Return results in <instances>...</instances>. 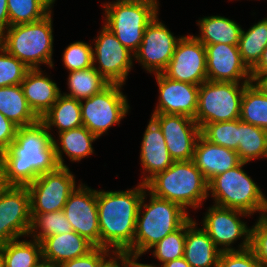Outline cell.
Returning a JSON list of instances; mask_svg holds the SVG:
<instances>
[{
  "label": "cell",
  "instance_id": "cell-1",
  "mask_svg": "<svg viewBox=\"0 0 267 267\" xmlns=\"http://www.w3.org/2000/svg\"><path fill=\"white\" fill-rule=\"evenodd\" d=\"M47 130L41 120L18 127L10 148L0 154V169L8 185L27 186L40 175L59 167L54 137Z\"/></svg>",
  "mask_w": 267,
  "mask_h": 267
},
{
  "label": "cell",
  "instance_id": "cell-2",
  "mask_svg": "<svg viewBox=\"0 0 267 267\" xmlns=\"http://www.w3.org/2000/svg\"><path fill=\"white\" fill-rule=\"evenodd\" d=\"M146 184L127 191H97L100 247L124 254L132 245L136 220Z\"/></svg>",
  "mask_w": 267,
  "mask_h": 267
},
{
  "label": "cell",
  "instance_id": "cell-3",
  "mask_svg": "<svg viewBox=\"0 0 267 267\" xmlns=\"http://www.w3.org/2000/svg\"><path fill=\"white\" fill-rule=\"evenodd\" d=\"M145 193L138 211L133 245L124 253L134 262L141 254L153 248L168 234L179 229L190 218L187 211L179 204L158 198L152 193H149L150 203L144 205ZM142 206L145 212L141 216Z\"/></svg>",
  "mask_w": 267,
  "mask_h": 267
},
{
  "label": "cell",
  "instance_id": "cell-4",
  "mask_svg": "<svg viewBox=\"0 0 267 267\" xmlns=\"http://www.w3.org/2000/svg\"><path fill=\"white\" fill-rule=\"evenodd\" d=\"M154 196L187 206L200 207L208 193V182L193 160L174 161L165 171L157 173L146 183Z\"/></svg>",
  "mask_w": 267,
  "mask_h": 267
},
{
  "label": "cell",
  "instance_id": "cell-5",
  "mask_svg": "<svg viewBox=\"0 0 267 267\" xmlns=\"http://www.w3.org/2000/svg\"><path fill=\"white\" fill-rule=\"evenodd\" d=\"M51 12L41 20L9 26L7 34L0 35V45L28 68L39 64L53 67V34Z\"/></svg>",
  "mask_w": 267,
  "mask_h": 267
},
{
  "label": "cell",
  "instance_id": "cell-6",
  "mask_svg": "<svg viewBox=\"0 0 267 267\" xmlns=\"http://www.w3.org/2000/svg\"><path fill=\"white\" fill-rule=\"evenodd\" d=\"M104 8L105 26L134 55L142 42L145 28L158 14L157 0L114 1Z\"/></svg>",
  "mask_w": 267,
  "mask_h": 267
},
{
  "label": "cell",
  "instance_id": "cell-7",
  "mask_svg": "<svg viewBox=\"0 0 267 267\" xmlns=\"http://www.w3.org/2000/svg\"><path fill=\"white\" fill-rule=\"evenodd\" d=\"M246 162L217 175L208 183L215 205L237 209L251 215L261 212L264 194L242 169Z\"/></svg>",
  "mask_w": 267,
  "mask_h": 267
},
{
  "label": "cell",
  "instance_id": "cell-8",
  "mask_svg": "<svg viewBox=\"0 0 267 267\" xmlns=\"http://www.w3.org/2000/svg\"><path fill=\"white\" fill-rule=\"evenodd\" d=\"M250 82H203L198 91L195 121L200 129L208 123L234 121L240 118L244 88Z\"/></svg>",
  "mask_w": 267,
  "mask_h": 267
},
{
  "label": "cell",
  "instance_id": "cell-9",
  "mask_svg": "<svg viewBox=\"0 0 267 267\" xmlns=\"http://www.w3.org/2000/svg\"><path fill=\"white\" fill-rule=\"evenodd\" d=\"M121 84H109L101 92L80 101L82 122L92 134L99 138L109 127L127 114L129 105L120 91Z\"/></svg>",
  "mask_w": 267,
  "mask_h": 267
},
{
  "label": "cell",
  "instance_id": "cell-10",
  "mask_svg": "<svg viewBox=\"0 0 267 267\" xmlns=\"http://www.w3.org/2000/svg\"><path fill=\"white\" fill-rule=\"evenodd\" d=\"M76 184L68 167L40 175L27 185L30 193L31 213H50L63 210Z\"/></svg>",
  "mask_w": 267,
  "mask_h": 267
},
{
  "label": "cell",
  "instance_id": "cell-11",
  "mask_svg": "<svg viewBox=\"0 0 267 267\" xmlns=\"http://www.w3.org/2000/svg\"><path fill=\"white\" fill-rule=\"evenodd\" d=\"M31 225L27 186L8 185L0 196V246L28 235Z\"/></svg>",
  "mask_w": 267,
  "mask_h": 267
},
{
  "label": "cell",
  "instance_id": "cell-12",
  "mask_svg": "<svg viewBox=\"0 0 267 267\" xmlns=\"http://www.w3.org/2000/svg\"><path fill=\"white\" fill-rule=\"evenodd\" d=\"M162 73L169 79L200 86L207 81L204 44L191 35L180 37L172 59Z\"/></svg>",
  "mask_w": 267,
  "mask_h": 267
},
{
  "label": "cell",
  "instance_id": "cell-13",
  "mask_svg": "<svg viewBox=\"0 0 267 267\" xmlns=\"http://www.w3.org/2000/svg\"><path fill=\"white\" fill-rule=\"evenodd\" d=\"M95 40L93 50V66L98 61L99 67L94 68L109 82L123 85L132 65V54L116 38L115 34L105 25ZM97 57V58H96Z\"/></svg>",
  "mask_w": 267,
  "mask_h": 267
},
{
  "label": "cell",
  "instance_id": "cell-14",
  "mask_svg": "<svg viewBox=\"0 0 267 267\" xmlns=\"http://www.w3.org/2000/svg\"><path fill=\"white\" fill-rule=\"evenodd\" d=\"M151 118L161 128L173 161L193 160L195 144L200 135L196 121L180 114H152Z\"/></svg>",
  "mask_w": 267,
  "mask_h": 267
},
{
  "label": "cell",
  "instance_id": "cell-15",
  "mask_svg": "<svg viewBox=\"0 0 267 267\" xmlns=\"http://www.w3.org/2000/svg\"><path fill=\"white\" fill-rule=\"evenodd\" d=\"M72 230L100 247V228L97 209V191L79 185L67 199L63 208Z\"/></svg>",
  "mask_w": 267,
  "mask_h": 267
},
{
  "label": "cell",
  "instance_id": "cell-16",
  "mask_svg": "<svg viewBox=\"0 0 267 267\" xmlns=\"http://www.w3.org/2000/svg\"><path fill=\"white\" fill-rule=\"evenodd\" d=\"M238 215L246 216L248 213L213 205L204 217L203 229L208 233L216 247L224 246L221 252L235 251L229 246L243 235L246 236L239 250L250 247L251 229L247 228L246 224L237 217Z\"/></svg>",
  "mask_w": 267,
  "mask_h": 267
},
{
  "label": "cell",
  "instance_id": "cell-17",
  "mask_svg": "<svg viewBox=\"0 0 267 267\" xmlns=\"http://www.w3.org/2000/svg\"><path fill=\"white\" fill-rule=\"evenodd\" d=\"M180 38L173 34L159 22L157 15L145 28L142 42L133 55L147 71L162 73L174 54Z\"/></svg>",
  "mask_w": 267,
  "mask_h": 267
},
{
  "label": "cell",
  "instance_id": "cell-18",
  "mask_svg": "<svg viewBox=\"0 0 267 267\" xmlns=\"http://www.w3.org/2000/svg\"><path fill=\"white\" fill-rule=\"evenodd\" d=\"M206 48L207 80L215 82H234L244 78L251 82V71L243 63L238 45L210 44Z\"/></svg>",
  "mask_w": 267,
  "mask_h": 267
},
{
  "label": "cell",
  "instance_id": "cell-19",
  "mask_svg": "<svg viewBox=\"0 0 267 267\" xmlns=\"http://www.w3.org/2000/svg\"><path fill=\"white\" fill-rule=\"evenodd\" d=\"M159 104L153 114H180L195 119L199 85L175 81L157 73Z\"/></svg>",
  "mask_w": 267,
  "mask_h": 267
},
{
  "label": "cell",
  "instance_id": "cell-20",
  "mask_svg": "<svg viewBox=\"0 0 267 267\" xmlns=\"http://www.w3.org/2000/svg\"><path fill=\"white\" fill-rule=\"evenodd\" d=\"M193 161L208 183L242 162L236 151L216 145L201 134L195 144Z\"/></svg>",
  "mask_w": 267,
  "mask_h": 267
},
{
  "label": "cell",
  "instance_id": "cell-21",
  "mask_svg": "<svg viewBox=\"0 0 267 267\" xmlns=\"http://www.w3.org/2000/svg\"><path fill=\"white\" fill-rule=\"evenodd\" d=\"M141 145V163L144 170L150 172V175L143 179L142 183L146 184L157 173L170 167L174 161L170 157L161 128L152 118L144 132Z\"/></svg>",
  "mask_w": 267,
  "mask_h": 267
},
{
  "label": "cell",
  "instance_id": "cell-22",
  "mask_svg": "<svg viewBox=\"0 0 267 267\" xmlns=\"http://www.w3.org/2000/svg\"><path fill=\"white\" fill-rule=\"evenodd\" d=\"M42 259L60 266L62 263L82 257L95 246L75 231L45 238L42 242Z\"/></svg>",
  "mask_w": 267,
  "mask_h": 267
},
{
  "label": "cell",
  "instance_id": "cell-23",
  "mask_svg": "<svg viewBox=\"0 0 267 267\" xmlns=\"http://www.w3.org/2000/svg\"><path fill=\"white\" fill-rule=\"evenodd\" d=\"M195 226L193 219L186 221L184 259L191 267H218L221 249L203 228L196 229Z\"/></svg>",
  "mask_w": 267,
  "mask_h": 267
},
{
  "label": "cell",
  "instance_id": "cell-24",
  "mask_svg": "<svg viewBox=\"0 0 267 267\" xmlns=\"http://www.w3.org/2000/svg\"><path fill=\"white\" fill-rule=\"evenodd\" d=\"M21 87L30 108L40 119L61 94L57 84L43 76L39 68L28 70Z\"/></svg>",
  "mask_w": 267,
  "mask_h": 267
},
{
  "label": "cell",
  "instance_id": "cell-25",
  "mask_svg": "<svg viewBox=\"0 0 267 267\" xmlns=\"http://www.w3.org/2000/svg\"><path fill=\"white\" fill-rule=\"evenodd\" d=\"M0 112L18 127L40 120L30 108L21 85L0 87Z\"/></svg>",
  "mask_w": 267,
  "mask_h": 267
},
{
  "label": "cell",
  "instance_id": "cell-26",
  "mask_svg": "<svg viewBox=\"0 0 267 267\" xmlns=\"http://www.w3.org/2000/svg\"><path fill=\"white\" fill-rule=\"evenodd\" d=\"M59 138L62 150H60L61 148L56 143L57 141L53 138L59 167H67L62 158V151L70 157L71 161H80L82 158L93 153L92 142L97 139V137L83 125L59 133Z\"/></svg>",
  "mask_w": 267,
  "mask_h": 267
},
{
  "label": "cell",
  "instance_id": "cell-27",
  "mask_svg": "<svg viewBox=\"0 0 267 267\" xmlns=\"http://www.w3.org/2000/svg\"><path fill=\"white\" fill-rule=\"evenodd\" d=\"M40 120L47 129L56 126L59 133L80 127L83 125L80 101L60 94Z\"/></svg>",
  "mask_w": 267,
  "mask_h": 267
},
{
  "label": "cell",
  "instance_id": "cell-28",
  "mask_svg": "<svg viewBox=\"0 0 267 267\" xmlns=\"http://www.w3.org/2000/svg\"><path fill=\"white\" fill-rule=\"evenodd\" d=\"M202 35L195 38L204 45H238L242 28L233 20L221 16H210L199 21Z\"/></svg>",
  "mask_w": 267,
  "mask_h": 267
},
{
  "label": "cell",
  "instance_id": "cell-29",
  "mask_svg": "<svg viewBox=\"0 0 267 267\" xmlns=\"http://www.w3.org/2000/svg\"><path fill=\"white\" fill-rule=\"evenodd\" d=\"M267 46V18L253 25L247 32L241 31L238 49L243 63L251 71L260 61Z\"/></svg>",
  "mask_w": 267,
  "mask_h": 267
},
{
  "label": "cell",
  "instance_id": "cell-30",
  "mask_svg": "<svg viewBox=\"0 0 267 267\" xmlns=\"http://www.w3.org/2000/svg\"><path fill=\"white\" fill-rule=\"evenodd\" d=\"M239 119L267 130V94L252 81L244 88Z\"/></svg>",
  "mask_w": 267,
  "mask_h": 267
},
{
  "label": "cell",
  "instance_id": "cell-31",
  "mask_svg": "<svg viewBox=\"0 0 267 267\" xmlns=\"http://www.w3.org/2000/svg\"><path fill=\"white\" fill-rule=\"evenodd\" d=\"M239 145L237 153L242 162L267 157V130L238 119Z\"/></svg>",
  "mask_w": 267,
  "mask_h": 267
},
{
  "label": "cell",
  "instance_id": "cell-32",
  "mask_svg": "<svg viewBox=\"0 0 267 267\" xmlns=\"http://www.w3.org/2000/svg\"><path fill=\"white\" fill-rule=\"evenodd\" d=\"M3 267H35L42 259V245L37 240H12L1 246Z\"/></svg>",
  "mask_w": 267,
  "mask_h": 267
},
{
  "label": "cell",
  "instance_id": "cell-33",
  "mask_svg": "<svg viewBox=\"0 0 267 267\" xmlns=\"http://www.w3.org/2000/svg\"><path fill=\"white\" fill-rule=\"evenodd\" d=\"M69 73L68 88L70 89V94L65 93L64 95L79 101L101 92L109 85V82L94 66Z\"/></svg>",
  "mask_w": 267,
  "mask_h": 267
},
{
  "label": "cell",
  "instance_id": "cell-34",
  "mask_svg": "<svg viewBox=\"0 0 267 267\" xmlns=\"http://www.w3.org/2000/svg\"><path fill=\"white\" fill-rule=\"evenodd\" d=\"M55 0H7L10 26L27 24L47 16Z\"/></svg>",
  "mask_w": 267,
  "mask_h": 267
},
{
  "label": "cell",
  "instance_id": "cell-35",
  "mask_svg": "<svg viewBox=\"0 0 267 267\" xmlns=\"http://www.w3.org/2000/svg\"><path fill=\"white\" fill-rule=\"evenodd\" d=\"M37 228H39L40 232L35 234L36 230H38ZM71 231H73L72 225L67 220L63 210L50 213H31V225L28 235L34 234V240L40 243L49 236Z\"/></svg>",
  "mask_w": 267,
  "mask_h": 267
},
{
  "label": "cell",
  "instance_id": "cell-36",
  "mask_svg": "<svg viewBox=\"0 0 267 267\" xmlns=\"http://www.w3.org/2000/svg\"><path fill=\"white\" fill-rule=\"evenodd\" d=\"M200 134L208 141L237 151L239 145L238 119L205 124Z\"/></svg>",
  "mask_w": 267,
  "mask_h": 267
},
{
  "label": "cell",
  "instance_id": "cell-37",
  "mask_svg": "<svg viewBox=\"0 0 267 267\" xmlns=\"http://www.w3.org/2000/svg\"><path fill=\"white\" fill-rule=\"evenodd\" d=\"M186 238V222L176 231L154 245L153 255L163 264L183 257Z\"/></svg>",
  "mask_w": 267,
  "mask_h": 267
},
{
  "label": "cell",
  "instance_id": "cell-38",
  "mask_svg": "<svg viewBox=\"0 0 267 267\" xmlns=\"http://www.w3.org/2000/svg\"><path fill=\"white\" fill-rule=\"evenodd\" d=\"M0 87L21 85L28 68L0 45Z\"/></svg>",
  "mask_w": 267,
  "mask_h": 267
},
{
  "label": "cell",
  "instance_id": "cell-39",
  "mask_svg": "<svg viewBox=\"0 0 267 267\" xmlns=\"http://www.w3.org/2000/svg\"><path fill=\"white\" fill-rule=\"evenodd\" d=\"M93 48L84 42L71 43L64 51L63 62L70 71L90 68L93 66Z\"/></svg>",
  "mask_w": 267,
  "mask_h": 267
},
{
  "label": "cell",
  "instance_id": "cell-40",
  "mask_svg": "<svg viewBox=\"0 0 267 267\" xmlns=\"http://www.w3.org/2000/svg\"><path fill=\"white\" fill-rule=\"evenodd\" d=\"M218 267H262L249 247L244 250L221 252Z\"/></svg>",
  "mask_w": 267,
  "mask_h": 267
},
{
  "label": "cell",
  "instance_id": "cell-41",
  "mask_svg": "<svg viewBox=\"0 0 267 267\" xmlns=\"http://www.w3.org/2000/svg\"><path fill=\"white\" fill-rule=\"evenodd\" d=\"M250 248L262 267H267V223L260 218L251 229Z\"/></svg>",
  "mask_w": 267,
  "mask_h": 267
},
{
  "label": "cell",
  "instance_id": "cell-42",
  "mask_svg": "<svg viewBox=\"0 0 267 267\" xmlns=\"http://www.w3.org/2000/svg\"><path fill=\"white\" fill-rule=\"evenodd\" d=\"M110 250L102 247H95L88 254L62 263L59 267H102L109 256Z\"/></svg>",
  "mask_w": 267,
  "mask_h": 267
},
{
  "label": "cell",
  "instance_id": "cell-43",
  "mask_svg": "<svg viewBox=\"0 0 267 267\" xmlns=\"http://www.w3.org/2000/svg\"><path fill=\"white\" fill-rule=\"evenodd\" d=\"M18 126L0 112V154L9 149L16 137Z\"/></svg>",
  "mask_w": 267,
  "mask_h": 267
},
{
  "label": "cell",
  "instance_id": "cell-44",
  "mask_svg": "<svg viewBox=\"0 0 267 267\" xmlns=\"http://www.w3.org/2000/svg\"><path fill=\"white\" fill-rule=\"evenodd\" d=\"M116 256L121 259L119 261H121V265L123 267H133L135 265V262L125 254H116ZM117 257L116 259H108V261L102 267H122L120 266V263H118Z\"/></svg>",
  "mask_w": 267,
  "mask_h": 267
},
{
  "label": "cell",
  "instance_id": "cell-45",
  "mask_svg": "<svg viewBox=\"0 0 267 267\" xmlns=\"http://www.w3.org/2000/svg\"><path fill=\"white\" fill-rule=\"evenodd\" d=\"M10 26L7 0H0V35Z\"/></svg>",
  "mask_w": 267,
  "mask_h": 267
},
{
  "label": "cell",
  "instance_id": "cell-46",
  "mask_svg": "<svg viewBox=\"0 0 267 267\" xmlns=\"http://www.w3.org/2000/svg\"><path fill=\"white\" fill-rule=\"evenodd\" d=\"M251 79L255 85L267 94V73H251Z\"/></svg>",
  "mask_w": 267,
  "mask_h": 267
},
{
  "label": "cell",
  "instance_id": "cell-47",
  "mask_svg": "<svg viewBox=\"0 0 267 267\" xmlns=\"http://www.w3.org/2000/svg\"><path fill=\"white\" fill-rule=\"evenodd\" d=\"M251 73H267V46L263 51L260 61L251 70Z\"/></svg>",
  "mask_w": 267,
  "mask_h": 267
},
{
  "label": "cell",
  "instance_id": "cell-48",
  "mask_svg": "<svg viewBox=\"0 0 267 267\" xmlns=\"http://www.w3.org/2000/svg\"><path fill=\"white\" fill-rule=\"evenodd\" d=\"M162 267H191L190 264L184 259V257L177 258L175 260L168 261L162 265Z\"/></svg>",
  "mask_w": 267,
  "mask_h": 267
},
{
  "label": "cell",
  "instance_id": "cell-49",
  "mask_svg": "<svg viewBox=\"0 0 267 267\" xmlns=\"http://www.w3.org/2000/svg\"><path fill=\"white\" fill-rule=\"evenodd\" d=\"M263 222L267 223V199L264 197L261 216L259 217Z\"/></svg>",
  "mask_w": 267,
  "mask_h": 267
},
{
  "label": "cell",
  "instance_id": "cell-50",
  "mask_svg": "<svg viewBox=\"0 0 267 267\" xmlns=\"http://www.w3.org/2000/svg\"><path fill=\"white\" fill-rule=\"evenodd\" d=\"M7 187L8 184L6 182V179L4 178L2 170L0 169V196Z\"/></svg>",
  "mask_w": 267,
  "mask_h": 267
},
{
  "label": "cell",
  "instance_id": "cell-51",
  "mask_svg": "<svg viewBox=\"0 0 267 267\" xmlns=\"http://www.w3.org/2000/svg\"><path fill=\"white\" fill-rule=\"evenodd\" d=\"M35 267H59L58 265L53 264L45 260H41Z\"/></svg>",
  "mask_w": 267,
  "mask_h": 267
},
{
  "label": "cell",
  "instance_id": "cell-52",
  "mask_svg": "<svg viewBox=\"0 0 267 267\" xmlns=\"http://www.w3.org/2000/svg\"><path fill=\"white\" fill-rule=\"evenodd\" d=\"M135 265L137 266V267H157V266H153V265H148V264H142V263H137V262H135Z\"/></svg>",
  "mask_w": 267,
  "mask_h": 267
},
{
  "label": "cell",
  "instance_id": "cell-53",
  "mask_svg": "<svg viewBox=\"0 0 267 267\" xmlns=\"http://www.w3.org/2000/svg\"><path fill=\"white\" fill-rule=\"evenodd\" d=\"M0 267H3V257H2L1 246H0Z\"/></svg>",
  "mask_w": 267,
  "mask_h": 267
},
{
  "label": "cell",
  "instance_id": "cell-54",
  "mask_svg": "<svg viewBox=\"0 0 267 267\" xmlns=\"http://www.w3.org/2000/svg\"><path fill=\"white\" fill-rule=\"evenodd\" d=\"M117 1L121 2V1H131V0H117Z\"/></svg>",
  "mask_w": 267,
  "mask_h": 267
}]
</instances>
